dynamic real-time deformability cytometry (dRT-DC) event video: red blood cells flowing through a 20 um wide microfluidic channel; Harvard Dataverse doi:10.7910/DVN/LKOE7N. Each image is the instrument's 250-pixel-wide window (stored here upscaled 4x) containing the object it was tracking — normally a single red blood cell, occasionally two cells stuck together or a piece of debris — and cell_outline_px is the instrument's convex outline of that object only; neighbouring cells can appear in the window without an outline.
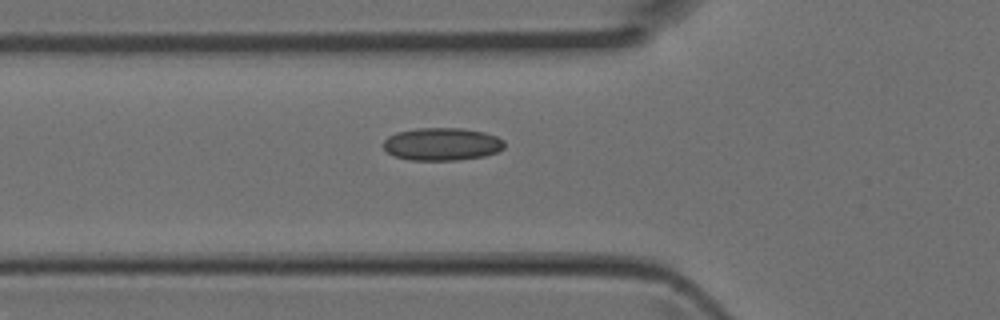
{"species": "Egyptian fruit bat (a non-hibernating species)", "species_latin": "Rousettus aegyptiacus", "temperature_condition": "room temperature", "stored_images_in_passage": 4, "camera_frame_rate_fps": 3000, "um_per_image_px": 0.085, "animal": {"sex": "female"}, "frame": {"image": 1, "passage_image": 4, "time_ms": 1.0, "image_size_px": [1000, 320], "cell_outline_px": [[504, 148], [496, 152], [484, 156], [456, 160], [408, 160], [392, 156], [384, 148], [384, 140], [388, 136], [396, 132], [416, 128], [460, 128], [484, 132], [496, 136], [504, 140]], "centroid_in_image_um": [37.54, 12.25], "position_along_channel_um": 88.3, "area_um2": 23.18}}